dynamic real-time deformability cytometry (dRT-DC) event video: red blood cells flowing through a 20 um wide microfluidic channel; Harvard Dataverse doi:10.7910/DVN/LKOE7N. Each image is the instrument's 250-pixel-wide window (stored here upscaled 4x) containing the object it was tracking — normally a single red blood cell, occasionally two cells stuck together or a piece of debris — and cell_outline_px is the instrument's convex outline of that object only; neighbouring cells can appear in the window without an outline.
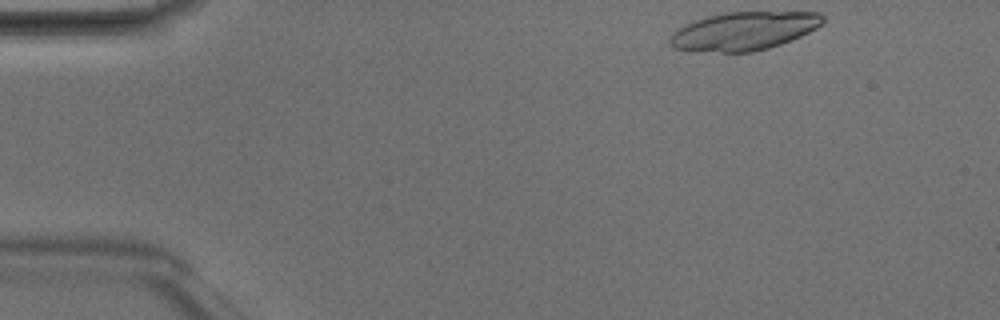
{"species": "Egyptian fruit bat (a non-hibernating species)", "species_latin": "Rousettus aegyptiacus", "temperature_condition": "room temperature", "stored_images_in_passage": 4, "camera_frame_rate_fps": 3000, "um_per_image_px": 0.085, "animal": {"sex": "male"}, "frame": {"image": 1, "passage_image": 1, "time_ms": 0.0, "image_size_px": [1000, 320], "cell_outline_px": [[824, 20], [816, 28], [800, 36], [780, 44], [768, 48], [752, 52], [720, 52], [676, 48], [668, 44], [668, 40], [672, 32], [684, 24], [708, 16], [728, 12], [820, 12], [824, 16]], "centroid_in_image_um": [63.22, 2.63], "position_along_channel_um": 21.8, "area_um2": 33.87}}
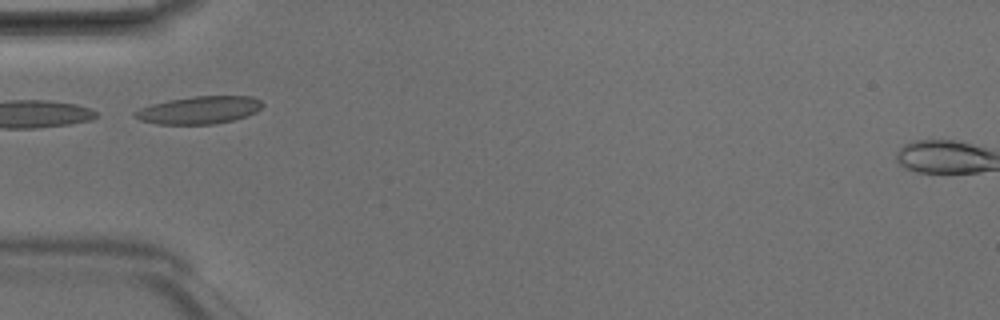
{"frame": {"image": 2, "passage_image": 4, "time_ms": 1.0, "image_size_px": [1000, 320], "cell_outline_px": [[264, 104], [256, 112], [232, 120], [212, 124], [156, 124], [140, 120], [132, 116], [132, 112], [140, 108], [152, 104], [168, 100], [192, 96], [252, 96], [260, 100]], "centroid_in_image_um": [16.89, 9.35], "position_along_channel_um": 68.1, "area_um2": 20.52}}